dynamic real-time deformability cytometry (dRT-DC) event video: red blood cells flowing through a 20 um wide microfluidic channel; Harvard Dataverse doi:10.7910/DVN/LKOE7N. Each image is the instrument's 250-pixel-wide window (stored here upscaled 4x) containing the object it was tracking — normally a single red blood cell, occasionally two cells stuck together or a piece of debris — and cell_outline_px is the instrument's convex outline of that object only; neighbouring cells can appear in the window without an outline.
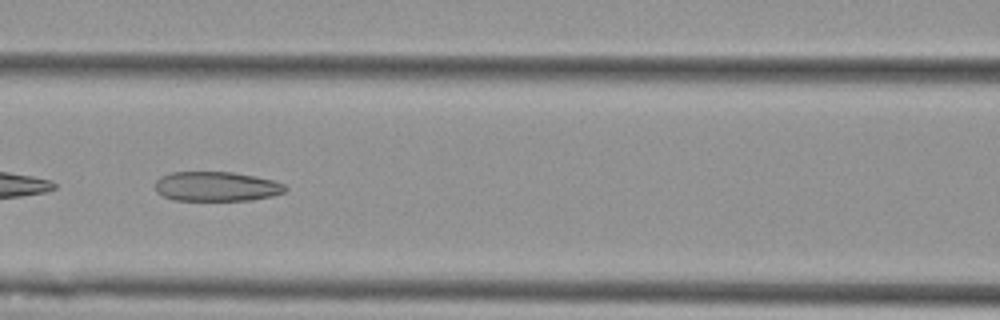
{"species": "Egyptian fruit bat (a non-hibernating species)", "species_latin": "Rousettus aegyptiacus", "temperature_condition": "cold", "stored_images_in_passage": 6, "camera_frame_rate_fps": 3000, "um_per_image_px": 0.085, "animal": {"sex": "female"}, "frame": {"image": 1, "passage_image": 3, "time_ms": 2.333, "image_size_px": [1000, 320], "cell_outline_px": [[288, 188], [284, 192], [272, 196], [252, 200], [172, 200], [156, 192], [156, 180], [160, 176], [172, 172], [232, 172], [256, 176], [272, 180], [284, 184]], "centroid_in_image_um": [18.4, 15.85], "position_along_channel_um": 148.2, "area_um2": 22.48}}
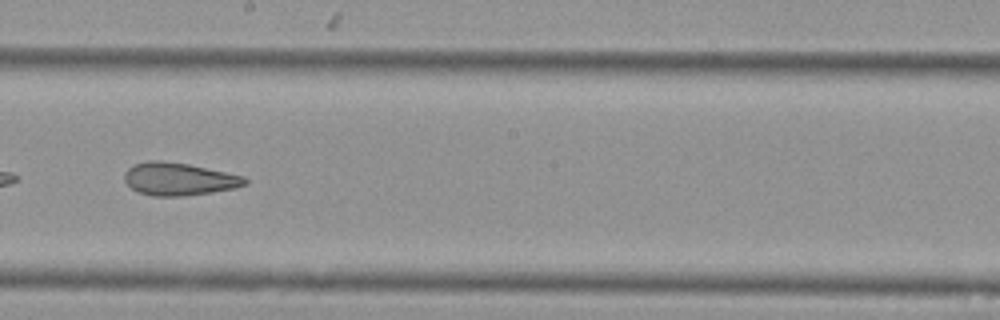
{"frame": {"image": 2, "passage_image": 5, "time_ms": 4.667, "image_size_px": [1000, 320], "cell_outline_px": [[248, 184], [236, 188], [212, 192], [180, 196], [152, 196], [136, 192], [124, 180], [124, 172], [132, 164], [148, 160], [160, 160], [188, 164], [244, 176], [248, 180]], "centroid_in_image_um": [15.18, 15.21], "position_along_channel_um": 233.0, "area_um2": 23.12}}
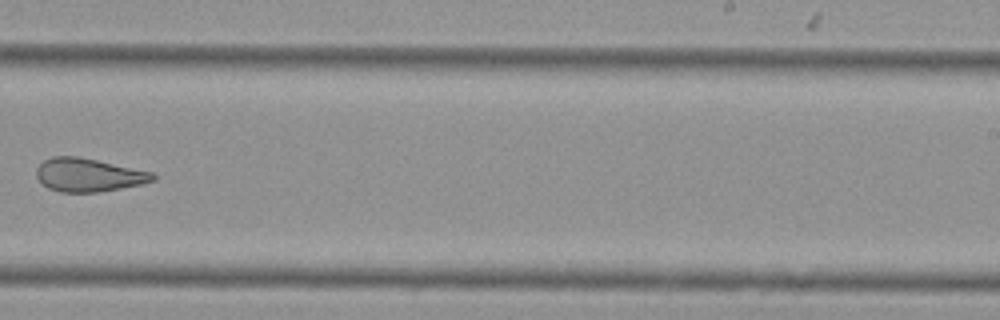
{"frame": {"image": 3, "passage_image": 6, "time_ms": 6.0, "image_size_px": [1000, 320], "cell_outline_px": [[156, 180], [144, 184], [100, 192], [60, 192], [48, 188], [36, 176], [36, 168], [44, 160], [52, 156], [76, 156], [96, 160], [152, 172], [156, 176]], "centroid_in_image_um": [7.53, 14.88], "position_along_channel_um": 281.5, "area_um2": 22.6}}